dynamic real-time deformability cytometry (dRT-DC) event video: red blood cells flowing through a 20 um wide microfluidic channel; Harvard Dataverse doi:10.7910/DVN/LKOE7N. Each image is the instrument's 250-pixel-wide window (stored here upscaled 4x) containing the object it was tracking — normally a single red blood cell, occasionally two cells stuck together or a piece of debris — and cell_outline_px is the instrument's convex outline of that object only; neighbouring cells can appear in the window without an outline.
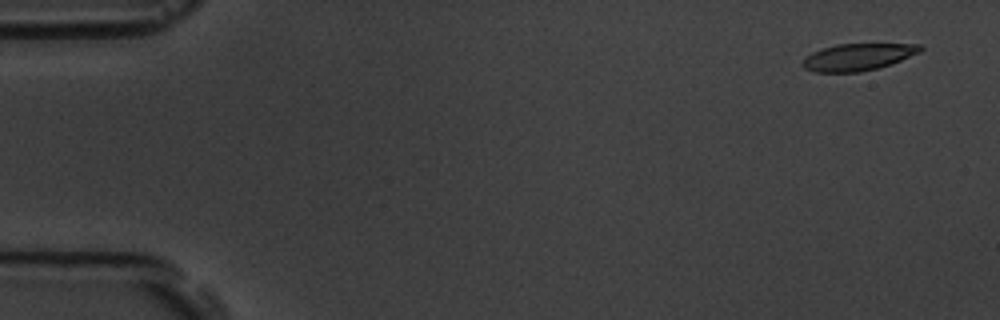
{"species": "common noctule bat (a hibernating species)", "species_latin": "Nyctalus noctula", "temperature_condition": "room temperature", "stored_images_in_passage": 5, "camera_frame_rate_fps": 3000, "um_per_image_px": 0.085, "animal": {"sex": "male", "body_mass_g": 19.5, "forearm_length_mm": 54.6}, "frame": {"image": 1, "passage_image": 1, "time_ms": 0.0, "image_size_px": [1000, 320], "cell_outline_px": [[924, 48], [920, 52], [900, 60], [876, 68], [860, 72], [816, 72], [804, 68], [800, 64], [812, 52], [836, 44], [920, 44]], "centroid_in_image_um": [72.91, 4.84], "position_along_channel_um": 12.1, "area_um2": 18.21}}
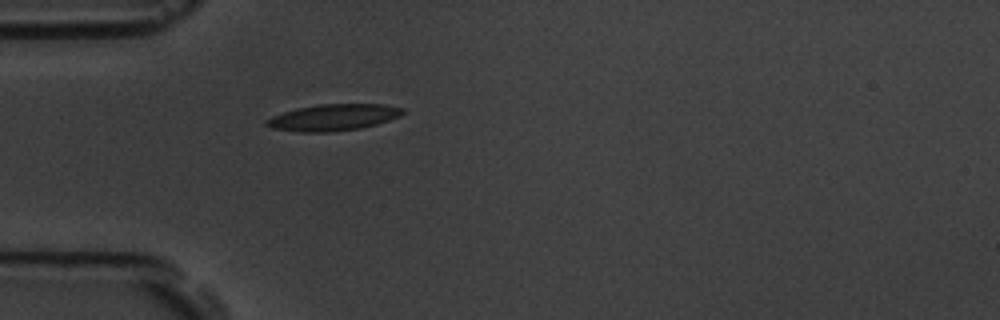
{"frame": {"image": 2, "passage_image": 5, "time_ms": 4.667, "image_size_px": [1000, 320], "cell_outline_px": [[404, 112], [400, 116], [376, 124], [360, 128], [332, 132], [300, 132], [272, 128], [264, 124], [264, 120], [272, 116], [284, 112], [300, 108], [320, 104], [384, 104], [404, 108]], "centroid_in_image_um": [28.33, 9.98], "position_along_channel_um": 56.7, "area_um2": 20.92}}